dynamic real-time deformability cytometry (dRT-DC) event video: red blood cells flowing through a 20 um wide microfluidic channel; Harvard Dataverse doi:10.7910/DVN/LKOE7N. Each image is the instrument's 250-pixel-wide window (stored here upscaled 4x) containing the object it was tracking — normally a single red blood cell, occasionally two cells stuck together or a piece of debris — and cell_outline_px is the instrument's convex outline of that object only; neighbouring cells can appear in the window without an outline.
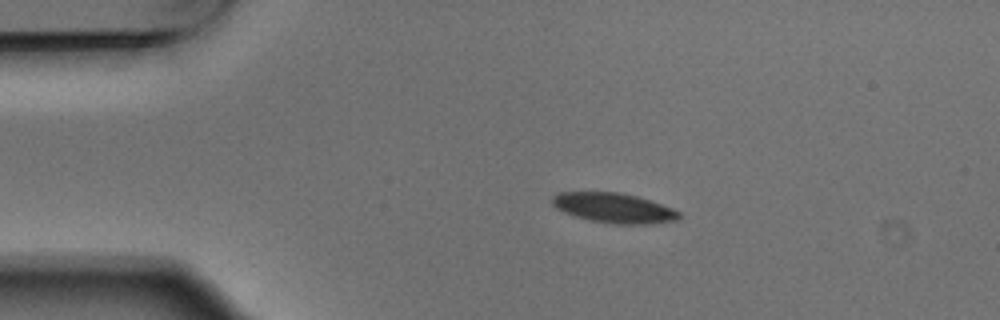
{"species": "Egyptian fruit bat (a non-hibernating species)", "species_latin": "Rousettus aegyptiacus", "temperature_condition": "warm", "stored_images_in_passage": 5, "camera_frame_rate_fps": 3000, "um_per_image_px": 0.085, "animal": {"sex": "male"}, "frame": {"image": 1, "passage_image": 2, "time_ms": 0.333, "image_size_px": [1000, 320], "cell_outline_px": [[680, 216], [676, 220], [648, 224], [612, 224], [588, 220], [564, 212], [556, 208], [552, 204], [552, 196], [560, 192], [620, 192], [636, 196], [672, 208], [680, 212]], "centroid_in_image_um": [52.15, 17.68], "position_along_channel_um": 32.9, "area_um2": 21.96}}
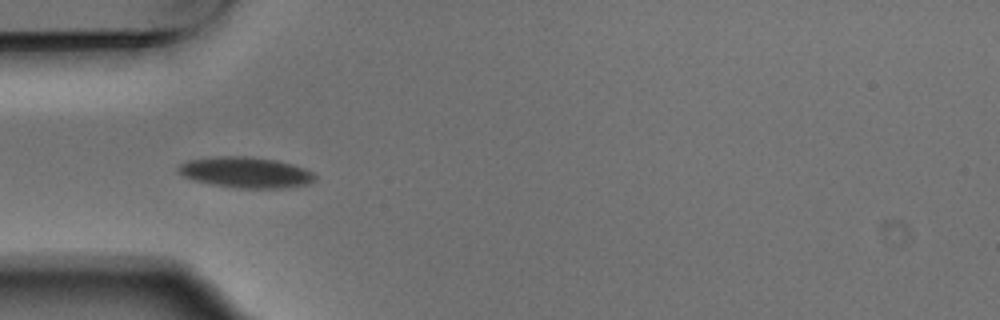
{"frame": {"image": 2, "passage_image": 4, "time_ms": 1.0, "image_size_px": [1000, 320], "cell_outline_px": [[316, 180], [308, 184], [280, 188], [240, 188], [212, 184], [196, 180], [184, 176], [176, 172], [176, 164], [188, 160], [212, 156], [248, 156], [276, 160], [292, 164], [304, 168], [312, 172], [316, 176]], "centroid_in_image_um": [20.85, 14.64], "position_along_channel_um": 64.2, "area_um2": 24.68}}
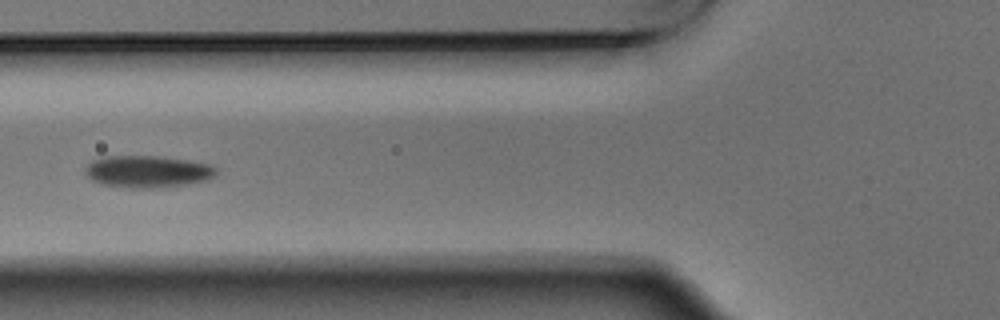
{"frame": {"image": 3, "passage_image": 5, "time_ms": 1.333, "image_size_px": [1000, 320], "cell_outline_px": [[216, 176], [208, 180], [188, 184], [164, 188], [128, 188], [104, 184], [92, 180], [84, 172], [84, 168], [92, 160], [104, 156], [156, 156], [188, 160], [212, 164], [216, 168]], "centroid_in_image_um": [12.57, 14.59], "position_along_channel_um": 113.2, "area_um2": 24.74}}